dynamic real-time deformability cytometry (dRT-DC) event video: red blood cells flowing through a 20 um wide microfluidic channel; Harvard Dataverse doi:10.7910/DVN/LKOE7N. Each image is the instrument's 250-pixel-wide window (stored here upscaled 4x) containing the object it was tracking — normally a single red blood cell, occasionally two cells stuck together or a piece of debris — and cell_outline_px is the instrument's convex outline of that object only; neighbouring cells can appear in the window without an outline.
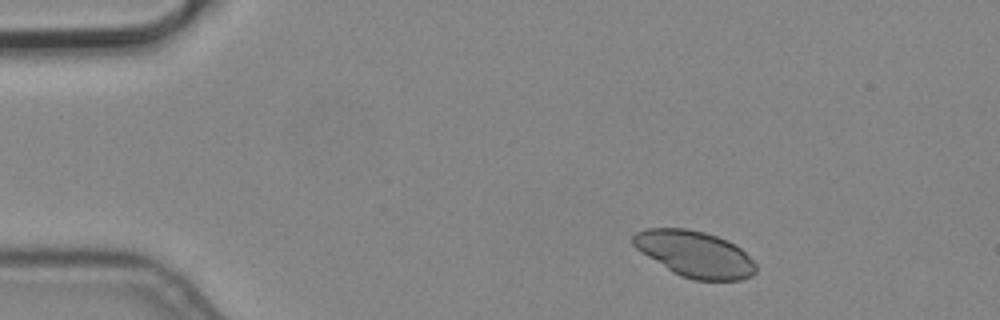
{"species": "common noctule bat (a hibernating species)", "species_latin": "Nyctalus noctula", "temperature_condition": "cold", "stored_images_in_passage": 3, "camera_frame_rate_fps": 3000, "um_per_image_px": 0.085, "animal": {"sex": "male", "body_mass_g": 19.2, "forearm_length_mm": 51.8}, "frame": {"image": 1, "passage_image": 1, "time_ms": 0.0, "image_size_px": [1000, 320], "cell_outline_px": [[756, 272], [752, 276], [740, 280], [696, 280], [680, 276], [672, 272], [636, 248], [632, 244], [632, 236], [636, 232], [648, 228], [688, 228], [704, 232], [728, 240], [740, 248], [756, 264]], "centroid_in_image_um": [59.06, 21.59], "position_along_channel_um": 25.9, "area_um2": 32.89}}